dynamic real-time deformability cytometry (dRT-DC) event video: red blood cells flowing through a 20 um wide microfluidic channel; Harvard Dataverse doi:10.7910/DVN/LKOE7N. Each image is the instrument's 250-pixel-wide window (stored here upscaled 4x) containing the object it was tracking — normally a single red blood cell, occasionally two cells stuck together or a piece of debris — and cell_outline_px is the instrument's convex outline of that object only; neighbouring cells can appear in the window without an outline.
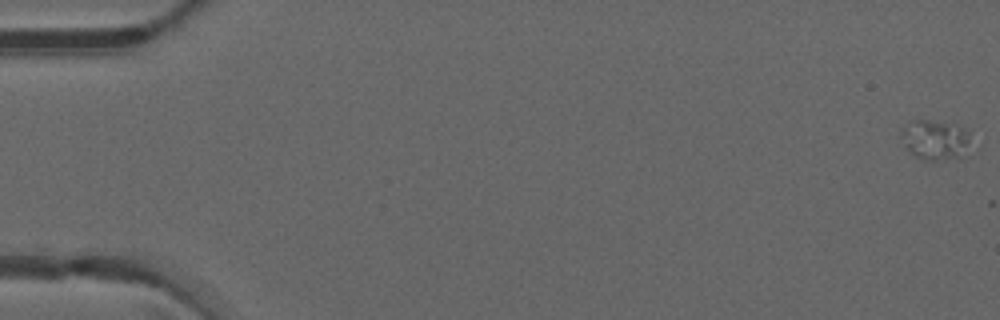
{"species": "common noctule bat (a hibernating species)", "species_latin": "Nyctalus noctula", "temperature_condition": "warm", "stored_images_in_passage": 3, "camera_frame_rate_fps": 3000, "um_per_image_px": 0.085, "animal": {"sex": "male", "forearm_length_mm": 52.5}, "frame": {"image": 1, "passage_image": 1, "time_ms": 0.0, "image_size_px": [1000, 320], "cell_outline_px": [[968, 140], [964, 156], [936, 160], [924, 160], [912, 156], [900, 136], [900, 132], [912, 120], [928, 120], [968, 128]], "centroid_in_image_um": [79.45, 11.89], "position_along_channel_um": 5.6, "area_um2": 15.84}}